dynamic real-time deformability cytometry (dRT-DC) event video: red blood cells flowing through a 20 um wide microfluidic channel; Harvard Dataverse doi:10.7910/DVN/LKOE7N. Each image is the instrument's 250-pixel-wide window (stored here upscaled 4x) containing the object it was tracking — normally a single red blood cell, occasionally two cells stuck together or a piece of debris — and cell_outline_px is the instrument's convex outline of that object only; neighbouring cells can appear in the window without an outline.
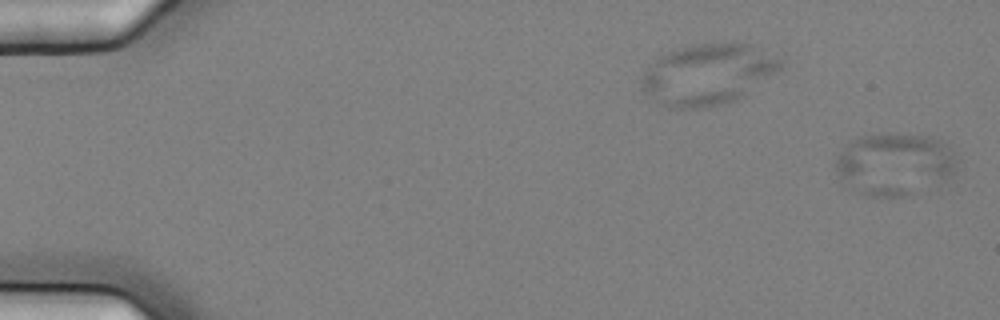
{"species": "common noctule bat (a hibernating species)", "species_latin": "Nyctalus noctula", "temperature_condition": "cold", "stored_images_in_passage": 3, "segment_of_instrument_passage": [2, 2], "camera_frame_rate_fps": 3000, "um_per_image_px": 0.085, "animal": {"sex": "female", "body_mass_g": 25.1}, "frame": {"image": 1, "passage_image": 3, "time_ms": 0.667, "image_size_px": [1000, 320], "cell_outline_px": [[956, 168], [944, 180], [904, 196], [868, 196], [860, 192], [840, 180], [836, 172], [836, 156], [844, 144], [848, 140], [860, 136], [888, 132], [896, 132], [932, 136], [948, 144], [956, 160]], "centroid_in_image_um": [75.99, 13.88], "position_along_channel_um": 9.0, "area_um2": 44.27}}